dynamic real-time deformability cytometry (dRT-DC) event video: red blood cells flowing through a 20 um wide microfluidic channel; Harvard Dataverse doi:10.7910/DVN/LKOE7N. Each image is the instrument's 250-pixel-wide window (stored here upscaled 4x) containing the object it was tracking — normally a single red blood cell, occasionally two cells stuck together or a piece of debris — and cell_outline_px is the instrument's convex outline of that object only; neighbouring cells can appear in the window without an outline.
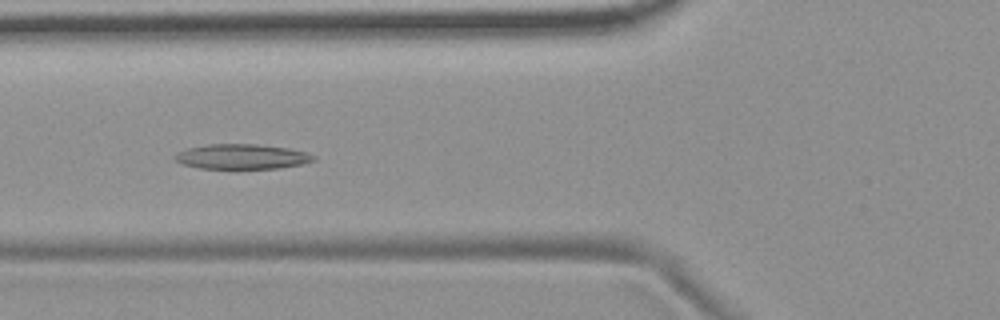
{"species": "common noctule bat (a hibernating species)", "species_latin": "Nyctalus noctula", "temperature_condition": "room temperature", "stored_images_in_passage": 51, "camera_frame_rate_fps": 3000, "um_per_image_px": 0.085, "animal": {"sex": "female", "body_mass_g": 19.9}, "frame": {"image": 1, "passage_image": 16, "time_ms": 5.0, "image_size_px": [1000, 320], "cell_outline_px": [[316, 160], [304, 164], [280, 168], [236, 172], [200, 168], [184, 164], [176, 160], [172, 156], [176, 152], [188, 148], [208, 144], [256, 144], [288, 148], [308, 152], [316, 156]], "centroid_in_image_um": [20.58, 13.36], "position_along_channel_um": 105.2, "area_um2": 21.39}}
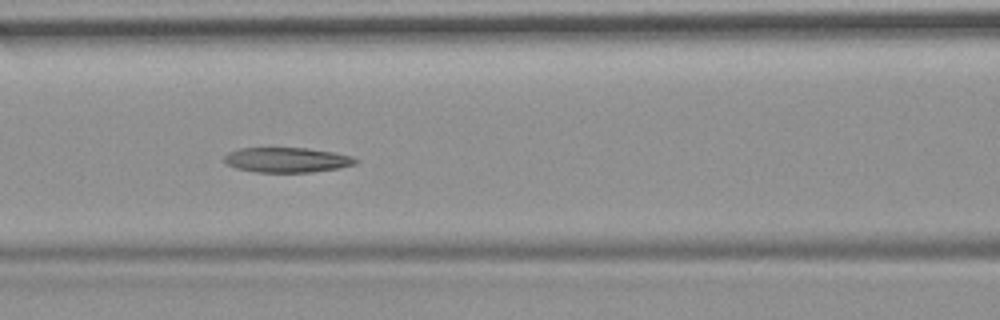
{"frame": {"image": 2, "passage_image": 19, "time_ms": 6.0, "image_size_px": [1000, 320], "cell_outline_px": [[360, 160], [356, 164], [340, 168], [312, 172], [256, 172], [236, 168], [228, 164], [224, 160], [224, 156], [228, 152], [240, 148], [308, 148], [332, 152], [352, 156]], "centroid_in_image_um": [24.42, 13.59], "position_along_channel_um": 142.2, "area_um2": 19.13}}
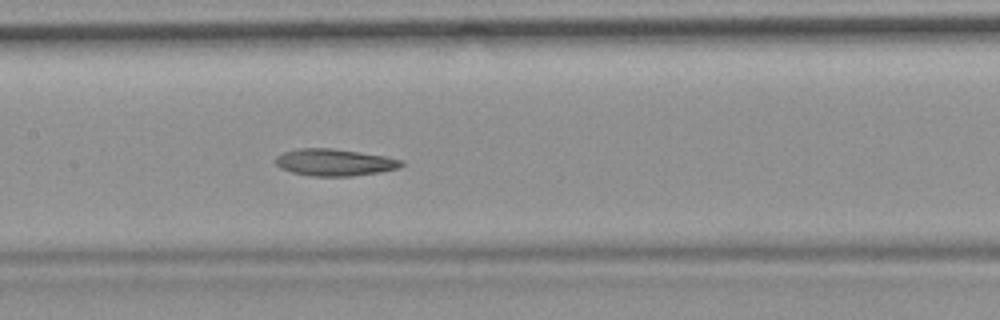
{"frame": {"image": 3, "passage_image": 22, "time_ms": 7.0, "image_size_px": [1000, 320], "cell_outline_px": [[404, 164], [400, 168], [380, 172], [352, 176], [312, 176], [292, 172], [280, 168], [276, 164], [276, 156], [284, 152], [300, 148], [332, 148], [388, 156], [404, 160]], "centroid_in_image_um": [28.49, 13.8], "position_along_channel_um": 178.9, "area_um2": 19.88}, "authors_computed_cell_mechanics": {"area_um2": 20.7502, "velocity_mm_per_s": 3.685, "shape_relaxation_time_tau1_ms": null, "shape_relaxation_time_tau2_ms": 5.2077, "deformation_change_tau1": null, "deformation_change_tau2": 0.1297}}